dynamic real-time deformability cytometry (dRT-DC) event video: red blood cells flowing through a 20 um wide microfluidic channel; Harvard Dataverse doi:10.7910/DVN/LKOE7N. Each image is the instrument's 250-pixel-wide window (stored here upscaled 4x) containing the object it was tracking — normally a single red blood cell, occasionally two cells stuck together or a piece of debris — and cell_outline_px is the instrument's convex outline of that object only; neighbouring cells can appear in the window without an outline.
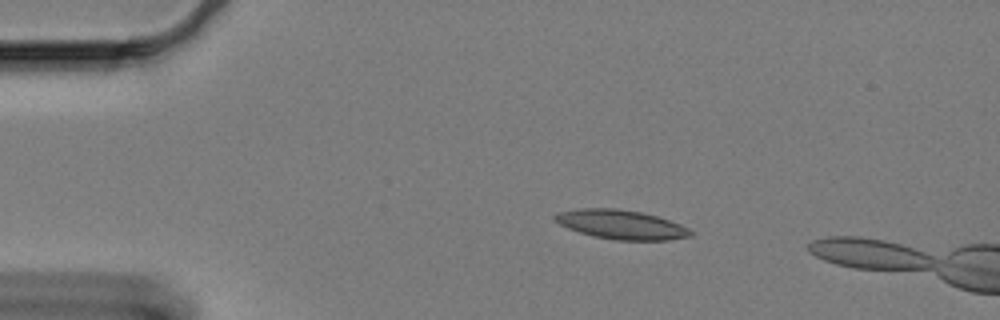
{"species": "Egyptian fruit bat (a non-hibernating species)", "species_latin": "Rousettus aegyptiacus", "temperature_condition": "cold", "stored_images_in_passage": 9, "camera_frame_rate_fps": 3000, "um_per_image_px": 0.085, "animal": {"sex": "female"}, "frame": {"image": 1, "passage_image": 3, "time_ms": 0.667, "image_size_px": [1000, 320], "cell_outline_px": [[696, 232], [692, 236], [668, 240], [616, 240], [592, 236], [568, 228], [552, 220], [552, 216], [556, 212], [580, 208], [616, 208], [640, 212], [656, 216], [680, 224]], "centroid_in_image_um": [52.78, 19.08], "position_along_channel_um": 32.2, "area_um2": 23.24}}